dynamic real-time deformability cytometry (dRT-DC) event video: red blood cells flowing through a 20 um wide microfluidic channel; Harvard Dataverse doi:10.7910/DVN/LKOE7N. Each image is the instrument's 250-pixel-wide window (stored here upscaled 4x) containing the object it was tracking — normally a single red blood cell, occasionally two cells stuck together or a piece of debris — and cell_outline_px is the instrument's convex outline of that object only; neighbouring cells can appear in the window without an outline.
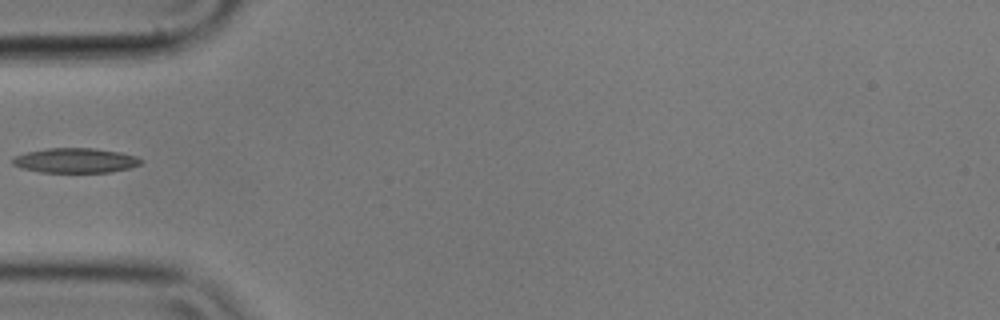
{"species": "common noctule bat (a hibernating species)", "species_latin": "Nyctalus noctula", "temperature_condition": "cold", "stored_images_in_passage": 2, "camera_frame_rate_fps": 3000, "um_per_image_px": 0.085, "animal": {"sex": "male", "body_mass_g": 17.9}, "frame": {"image": 1, "passage_image": 1, "time_ms": 0.0, "image_size_px": [1000, 320], "cell_outline_px": [[144, 160], [140, 164], [128, 168], [112, 172], [40, 172], [20, 168], [12, 164], [12, 156], [24, 152], [48, 148], [92, 148], [120, 152], [136, 156]], "centroid_in_image_um": [6.36, 13.63], "position_along_channel_um": 78.6, "area_um2": 18.67}}